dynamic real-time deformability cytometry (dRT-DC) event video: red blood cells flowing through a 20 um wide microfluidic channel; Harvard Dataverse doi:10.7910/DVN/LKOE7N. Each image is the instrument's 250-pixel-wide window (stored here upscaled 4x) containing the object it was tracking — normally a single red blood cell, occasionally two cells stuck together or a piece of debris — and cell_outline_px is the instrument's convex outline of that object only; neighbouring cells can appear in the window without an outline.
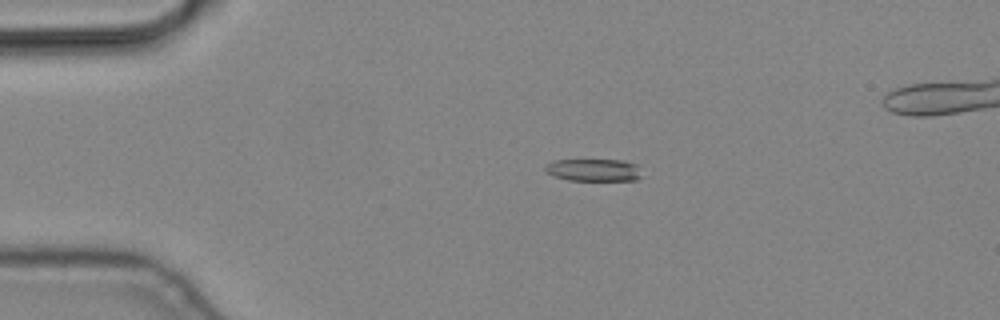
{"species": "common noctule bat (a hibernating species)", "species_latin": "Nyctalus noctula", "temperature_condition": "cold", "stored_images_in_passage": 3, "camera_frame_rate_fps": 3000, "um_per_image_px": 0.085, "animal": {"sex": "male", "body_mass_g": 19.2, "forearm_length_mm": 51.8}, "frame": {"image": 1, "passage_image": 1, "time_ms": 0.0, "image_size_px": [1000, 320], "cell_outline_px": [[640, 176], [636, 180], [568, 180], [556, 176], [548, 172], [544, 168], [552, 160], [624, 160], [636, 164]], "centroid_in_image_um": [50.46, 14.44], "position_along_channel_um": 34.5, "area_um2": 12.31}}